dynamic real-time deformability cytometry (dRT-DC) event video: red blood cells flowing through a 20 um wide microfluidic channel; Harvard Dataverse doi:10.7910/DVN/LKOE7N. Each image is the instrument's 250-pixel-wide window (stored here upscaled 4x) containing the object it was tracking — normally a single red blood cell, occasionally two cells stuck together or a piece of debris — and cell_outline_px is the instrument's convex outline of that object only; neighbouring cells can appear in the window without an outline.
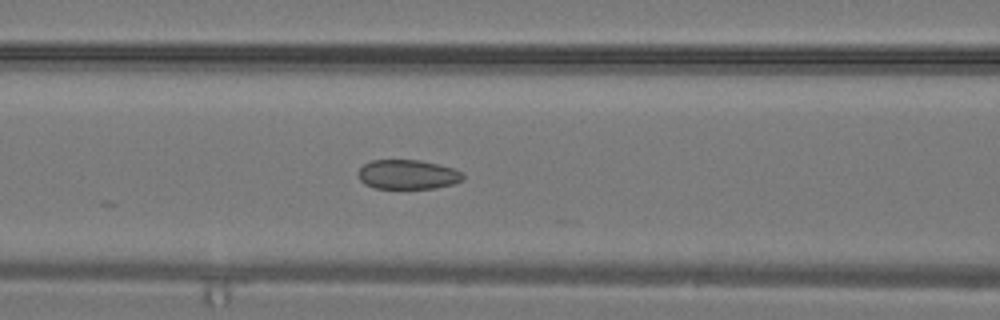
{"species": "common noctule bat (a hibernating species)", "species_latin": "Nyctalus noctula", "temperature_condition": "warm", "stored_images_in_passage": 17, "camera_frame_rate_fps": 3000, "um_per_image_px": 0.085, "animal": {"sex": "male", "body_mass_g": 19.2, "forearm_length_mm": 51.8}, "frame": {"image": 1, "passage_image": 12, "time_ms": 3.667, "image_size_px": [1000, 320], "cell_outline_px": [[464, 180], [452, 184], [436, 188], [372, 188], [364, 184], [360, 180], [356, 172], [364, 164], [372, 160], [420, 160], [452, 168], [460, 172], [464, 176]], "centroid_in_image_um": [34.61, 14.84], "position_along_channel_um": 132.0, "area_um2": 17.98}}
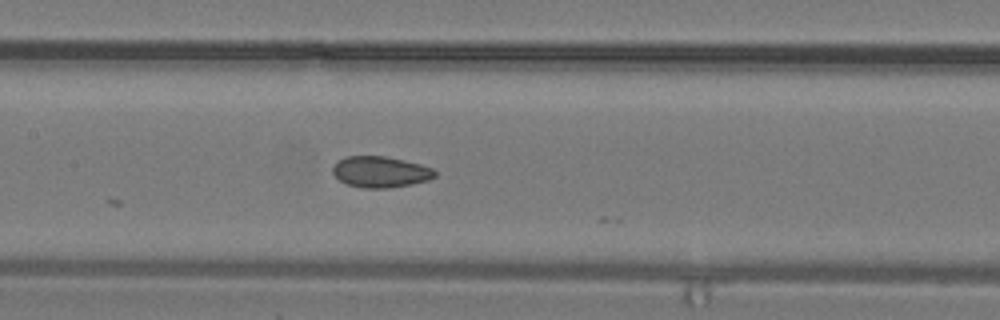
{"frame": {"image": 2, "passage_image": 14, "time_ms": 4.333, "image_size_px": [1000, 320], "cell_outline_px": [[436, 176], [428, 180], [412, 184], [388, 188], [364, 188], [348, 184], [340, 180], [332, 172], [332, 168], [336, 160], [344, 156], [384, 156], [404, 160], [420, 164], [432, 168], [436, 172]], "centroid_in_image_um": [32.32, 14.6], "position_along_channel_um": 175.1, "area_um2": 18.55}}
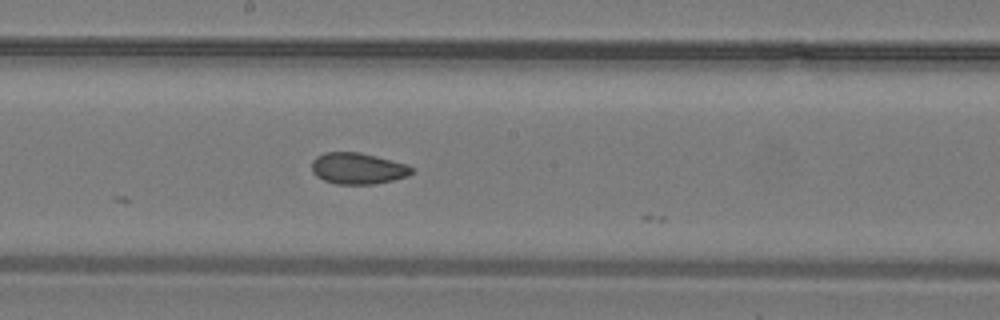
{"frame": {"image": 3, "passage_image": 16, "time_ms": 5.0, "image_size_px": [1000, 320], "cell_outline_px": [[412, 172], [408, 176], [392, 180], [372, 184], [336, 184], [324, 180], [316, 176], [312, 172], [312, 160], [316, 156], [324, 152], [360, 152], [408, 164], [412, 168]], "centroid_in_image_um": [30.39, 14.31], "position_along_channel_um": 217.8, "area_um2": 18.26}}